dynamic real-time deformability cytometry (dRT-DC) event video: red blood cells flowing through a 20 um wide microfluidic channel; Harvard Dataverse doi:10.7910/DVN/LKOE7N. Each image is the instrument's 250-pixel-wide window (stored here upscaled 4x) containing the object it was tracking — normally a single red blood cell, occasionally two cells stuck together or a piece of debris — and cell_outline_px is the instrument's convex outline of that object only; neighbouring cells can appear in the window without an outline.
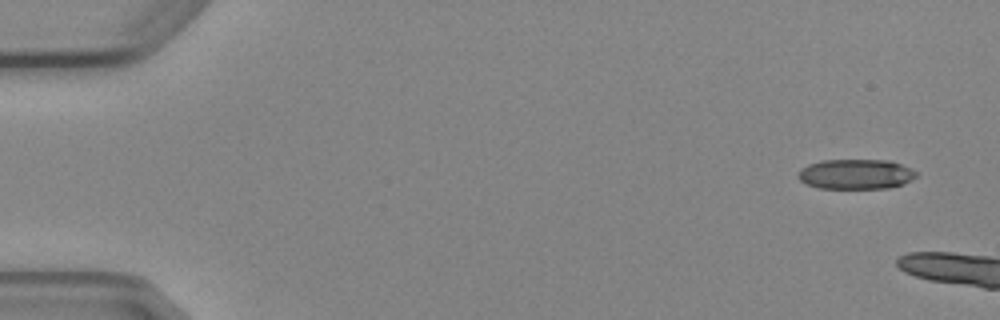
{"species": "Egyptian fruit bat (a non-hibernating species)", "species_latin": "Rousettus aegyptiacus", "temperature_condition": "cold", "stored_images_in_passage": 3, "camera_frame_rate_fps": 3000, "um_per_image_px": 0.085, "animal": {"sex": "female"}, "frame": {"image": 1, "passage_image": 1, "time_ms": 0.0, "image_size_px": [1000, 320], "cell_outline_px": [[916, 176], [904, 184], [888, 188], [820, 188], [808, 184], [800, 180], [796, 176], [800, 168], [808, 164], [820, 160], [892, 160], [912, 168], [916, 172]], "centroid_in_image_um": [72.74, 14.79], "position_along_channel_um": 12.3, "area_um2": 20.81}}